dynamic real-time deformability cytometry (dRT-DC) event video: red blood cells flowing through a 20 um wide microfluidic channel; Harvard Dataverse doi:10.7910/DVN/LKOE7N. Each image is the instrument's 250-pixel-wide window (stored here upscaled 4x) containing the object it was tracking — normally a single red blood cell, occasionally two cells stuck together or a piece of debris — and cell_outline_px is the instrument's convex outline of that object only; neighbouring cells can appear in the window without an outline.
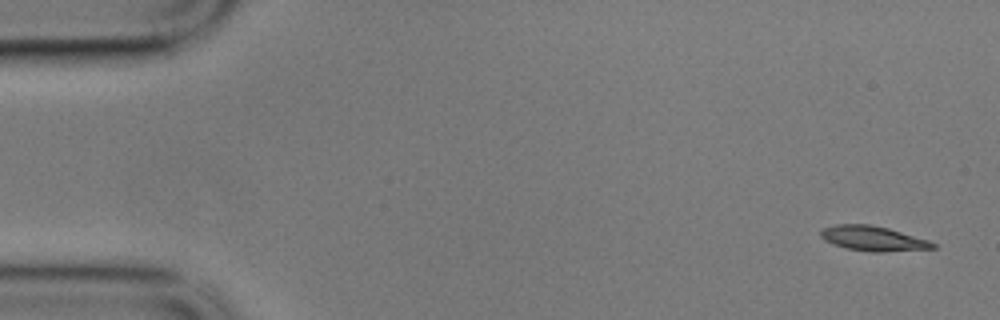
{"species": "common noctule bat (a hibernating species)", "species_latin": "Nyctalus noctula", "temperature_condition": "cold", "stored_images_in_passage": 5, "segment_of_instrument_passage": [1, 2], "camera_frame_rate_fps": 3000, "um_per_image_px": 0.085, "animal": {"sex": "male", "body_mass_g": 17.9}, "frame": {"image": 1, "passage_image": 1, "time_ms": 0.0, "image_size_px": [1000, 320], "cell_outline_px": [[936, 248], [884, 252], [868, 252], [848, 248], [832, 244], [824, 240], [820, 236], [820, 228], [836, 224], [868, 224], [888, 228], [928, 240], [936, 244]], "centroid_in_image_um": [74.17, 20.27], "position_along_channel_um": 10.8, "area_um2": 16.3}}